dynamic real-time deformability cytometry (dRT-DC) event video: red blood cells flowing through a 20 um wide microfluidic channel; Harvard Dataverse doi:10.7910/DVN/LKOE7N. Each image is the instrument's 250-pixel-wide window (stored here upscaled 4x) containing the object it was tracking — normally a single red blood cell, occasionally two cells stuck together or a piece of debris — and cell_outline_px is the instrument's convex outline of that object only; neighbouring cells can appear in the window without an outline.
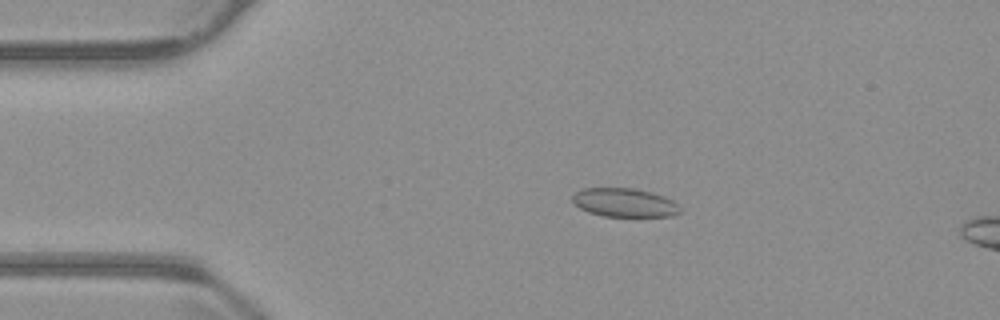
{"species": "common noctule bat (a hibernating species)", "species_latin": "Nyctalus noctula", "temperature_condition": "warm", "stored_images_in_passage": 15, "camera_frame_rate_fps": 3000, "um_per_image_px": 0.085, "animal": {"sex": "male", "body_mass_g": 23.1, "forearm_length_mm": 52.7}, "frame": {"image": 1, "passage_image": 11, "time_ms": 3.333, "image_size_px": [1000, 320], "cell_outline_px": [[680, 212], [672, 216], [604, 216], [588, 212], [580, 208], [572, 200], [572, 196], [576, 192], [584, 188], [636, 188], [652, 192], [664, 196], [680, 204]], "centroid_in_image_um": [53.11, 17.21], "position_along_channel_um": 31.9, "area_um2": 18.03}}